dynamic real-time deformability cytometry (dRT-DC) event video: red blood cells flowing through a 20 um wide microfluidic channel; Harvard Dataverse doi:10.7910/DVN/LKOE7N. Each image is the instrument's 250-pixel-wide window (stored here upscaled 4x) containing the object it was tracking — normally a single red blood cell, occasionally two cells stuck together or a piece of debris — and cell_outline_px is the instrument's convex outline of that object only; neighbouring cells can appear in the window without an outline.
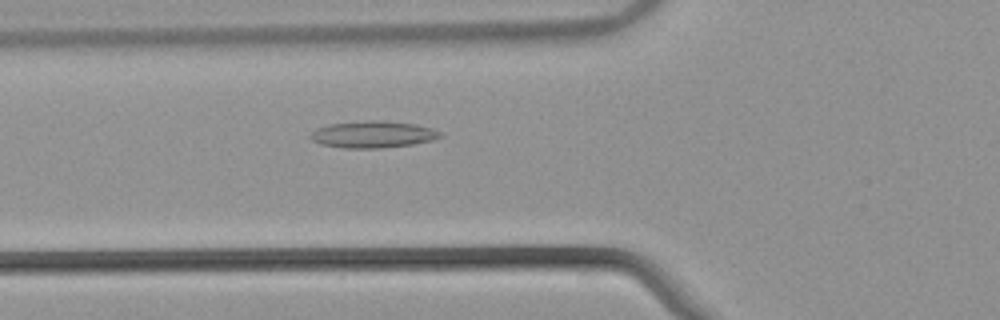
{"species": "common noctule bat (a hibernating species)", "species_latin": "Nyctalus noctula", "temperature_condition": "warm", "stored_images_in_passage": 38, "camera_frame_rate_fps": 3000, "um_per_image_px": 0.085, "animal": {"sex": "male", "body_mass_g": 21.5, "forearm_length_mm": 52.0}, "frame": {"image": 1, "passage_image": 4, "time_ms": 1.0, "image_size_px": [1000, 320], "cell_outline_px": [[444, 136], [432, 140], [412, 144], [380, 148], [344, 148], [320, 144], [312, 140], [308, 136], [316, 128], [328, 124], [364, 120], [384, 120], [416, 124], [432, 128], [440, 132]], "centroid_in_image_um": [31.68, 11.41], "position_along_channel_um": 94.1, "area_um2": 20.46}}
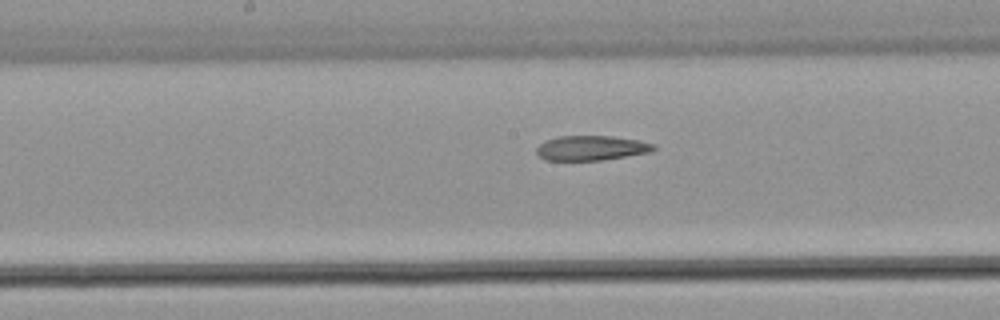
{"frame": {"image": 2, "passage_image": 12, "time_ms": 3.667, "image_size_px": [1000, 320], "cell_outline_px": [[656, 148], [652, 152], [600, 160], [544, 160], [536, 152], [536, 148], [540, 144], [556, 136], [612, 136], [640, 140], [656, 144]], "centroid_in_image_um": [50.3, 12.57], "position_along_channel_um": 197.9, "area_um2": 16.94}}
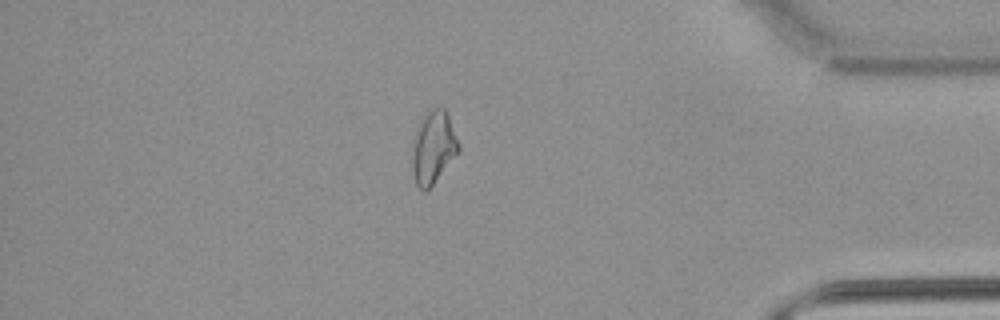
{"frame": {"image": 3, "passage_image": 30, "time_ms": 9.667, "image_size_px": [1000, 320], "cell_outline_px": [[460, 152], [432, 184], [424, 192], [416, 184], [412, 168], [412, 156], [416, 136], [420, 120], [432, 108], [444, 108], [448, 116], [460, 144]], "centroid_in_image_um": [36.86, 12.54], "position_along_channel_um": 398.3, "area_um2": 19.13}}